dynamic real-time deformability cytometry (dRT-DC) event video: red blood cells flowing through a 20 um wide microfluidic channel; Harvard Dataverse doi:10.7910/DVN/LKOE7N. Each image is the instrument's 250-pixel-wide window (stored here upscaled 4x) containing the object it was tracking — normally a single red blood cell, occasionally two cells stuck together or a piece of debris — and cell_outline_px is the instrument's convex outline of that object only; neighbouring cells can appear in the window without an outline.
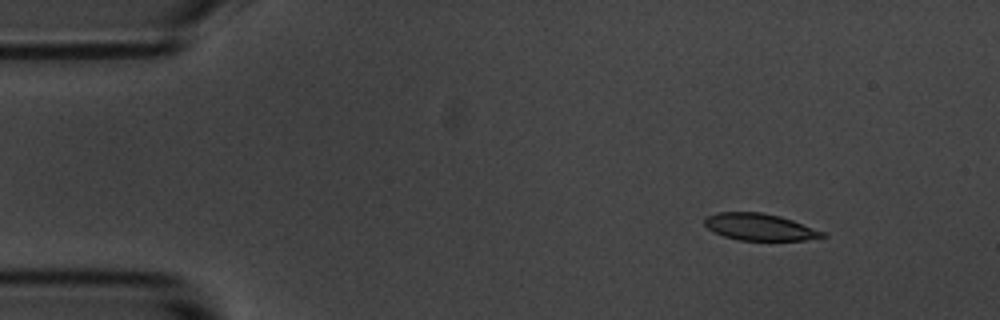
{"species": "common noctule bat (a hibernating species)", "species_latin": "Nyctalus noctula", "temperature_condition": "room temperature", "stored_images_in_passage": 4, "camera_frame_rate_fps": 3000, "um_per_image_px": 0.085, "animal": {"sex": "male", "body_mass_g": 20.1, "forearm_length_mm": 53.5}, "frame": {"image": 1, "passage_image": 2, "time_ms": 1.0, "image_size_px": [1000, 320], "cell_outline_px": [[828, 236], [804, 240], [740, 240], [724, 236], [708, 228], [704, 224], [704, 216], [716, 212], [760, 212], [780, 216], [792, 220], [824, 232]], "centroid_in_image_um": [64.54, 19.28], "position_along_channel_um": 20.5, "area_um2": 18.32}}
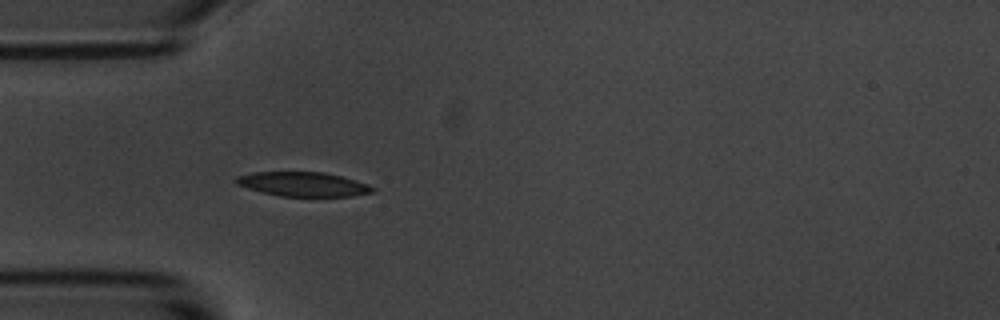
{"frame": {"image": 2, "passage_image": 4, "time_ms": 4.333, "image_size_px": [1000, 320], "cell_outline_px": [[376, 188], [372, 192], [352, 196], [280, 196], [248, 188], [236, 184], [236, 176], [252, 172], [324, 172], [340, 176], [368, 184]], "centroid_in_image_um": [25.76, 15.65], "position_along_channel_um": 59.2, "area_um2": 19.13}}